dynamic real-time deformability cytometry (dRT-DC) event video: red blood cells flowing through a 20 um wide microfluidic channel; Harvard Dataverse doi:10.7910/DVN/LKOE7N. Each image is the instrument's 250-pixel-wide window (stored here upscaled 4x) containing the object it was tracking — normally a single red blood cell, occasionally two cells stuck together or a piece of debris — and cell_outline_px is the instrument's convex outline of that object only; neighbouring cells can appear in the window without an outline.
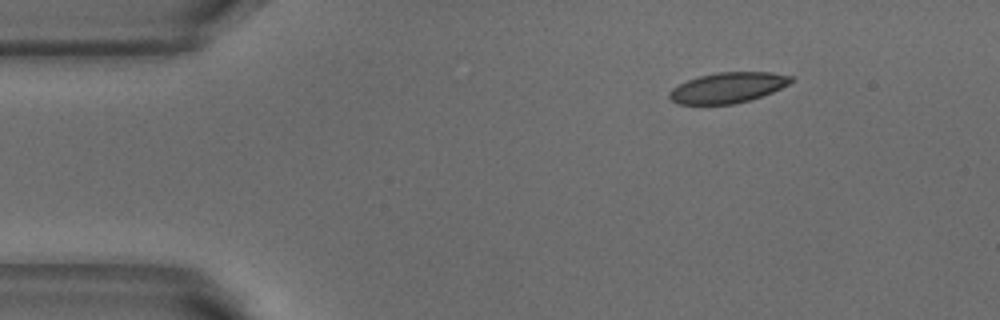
{"species": "common noctule bat (a hibernating species)", "species_latin": "Nyctalus noctula", "temperature_condition": "warm", "stored_images_in_passage": 3, "camera_frame_rate_fps": 3000, "um_per_image_px": 0.085, "animal": {"sex": "male", "body_mass_g": 18.8}, "frame": {"image": 1, "passage_image": 1, "time_ms": 0.0, "image_size_px": [1000, 320], "cell_outline_px": [[796, 80], [772, 92], [748, 100], [732, 104], [680, 104], [672, 100], [668, 96], [668, 92], [672, 88], [688, 80], [700, 76], [716, 72], [772, 72], [792, 76]], "centroid_in_image_um": [61.87, 7.44], "position_along_channel_um": 23.1, "area_um2": 21.44}}